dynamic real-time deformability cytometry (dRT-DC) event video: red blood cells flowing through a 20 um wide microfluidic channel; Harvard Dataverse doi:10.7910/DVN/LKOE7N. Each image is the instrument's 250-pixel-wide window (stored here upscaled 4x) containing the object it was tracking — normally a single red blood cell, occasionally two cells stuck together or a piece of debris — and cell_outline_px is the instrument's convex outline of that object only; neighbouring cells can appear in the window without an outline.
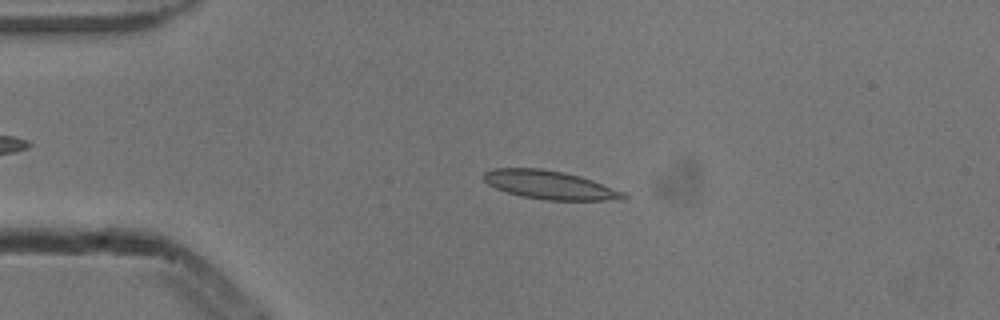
{"species": "common noctule bat (a hibernating species)", "species_latin": "Nyctalus noctula", "temperature_condition": "cold", "stored_images_in_passage": 53, "camera_frame_rate_fps": 3000, "um_per_image_px": 0.085, "animal": {"sex": "male", "body_mass_g": 13.3}, "frame": {"image": 1, "passage_image": 12, "time_ms": 3.667, "image_size_px": [1000, 320], "cell_outline_px": [[628, 196], [624, 200], [548, 200], [520, 196], [496, 188], [488, 184], [480, 176], [484, 172], [492, 168], [540, 168], [564, 172], [580, 176], [592, 180], [624, 192]], "centroid_in_image_um": [46.71, 15.71], "position_along_channel_um": 38.3, "area_um2": 23.29}}
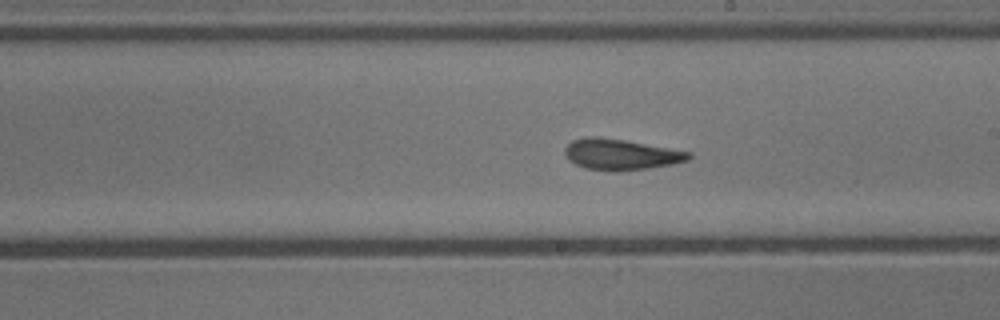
{"frame": {"image": 2, "passage_image": 30, "time_ms": 9.667, "image_size_px": [1000, 320], "cell_outline_px": [[692, 156], [688, 160], [672, 164], [648, 168], [616, 172], [584, 168], [568, 160], [564, 152], [564, 148], [572, 140], [588, 136], [596, 136], [624, 140], [692, 152]], "centroid_in_image_um": [52.75, 13.13], "position_along_channel_um": 236.3, "area_um2": 22.37}}
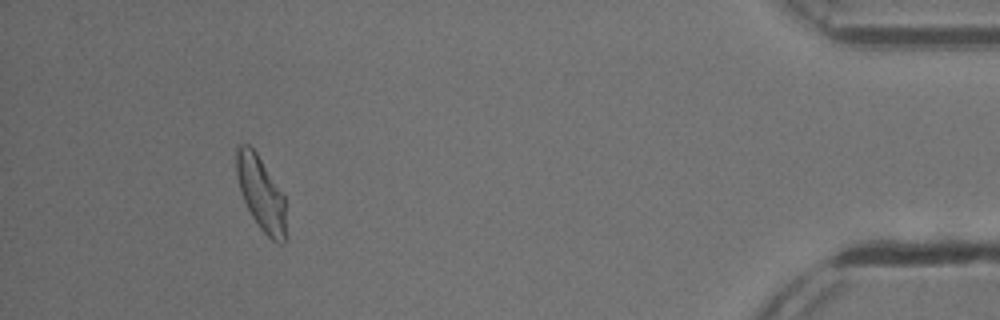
{"frame": {"image": 3, "passage_image": 49, "time_ms": 16.0, "image_size_px": [1000, 320], "cell_outline_px": [[288, 240], [280, 244], [276, 244], [260, 228], [252, 216], [240, 192], [236, 176], [236, 148], [240, 144], [248, 144], [256, 152], [284, 196], [288, 236]], "centroid_in_image_um": [22.21, 16.51], "position_along_channel_um": 413.0, "area_um2": 21.62}, "authors_computed_cell_mechanics": {"area_um2": 22.3686, "velocity_mm_per_s": 3.8364, "shape_relaxation_time_tau1_ms": 7.0049, "shape_relaxation_time_tau2_ms": 1.638, "deformation_change_tau1": 0.1652, "deformation_change_tau2": 0.0729}}